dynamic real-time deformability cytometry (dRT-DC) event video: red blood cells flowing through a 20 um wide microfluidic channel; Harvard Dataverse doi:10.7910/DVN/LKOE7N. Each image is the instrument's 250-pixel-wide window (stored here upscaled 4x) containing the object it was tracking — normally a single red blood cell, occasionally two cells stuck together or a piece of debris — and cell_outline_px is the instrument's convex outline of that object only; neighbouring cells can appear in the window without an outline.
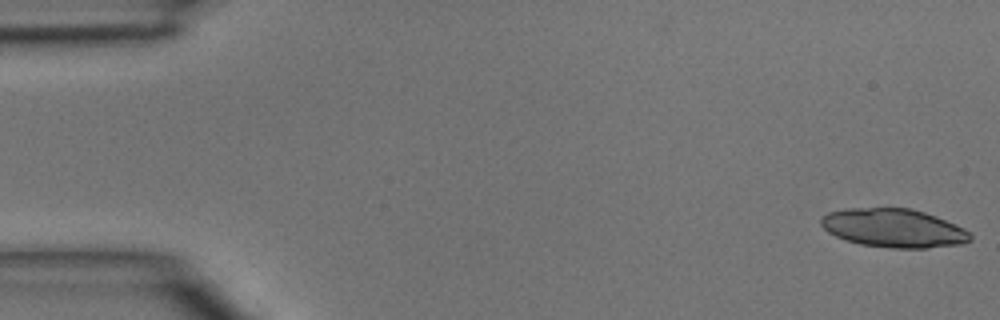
{"species": "common noctule bat (a hibernating species)", "species_latin": "Nyctalus noctula", "temperature_condition": "room temperature", "stored_images_in_passage": 46, "camera_frame_rate_fps": 3000, "um_per_image_px": 0.085, "animal": {"sex": "male", "body_mass_g": 15.6}, "frame": {"image": 1, "passage_image": 1, "time_ms": 0.0, "image_size_px": [1000, 320], "cell_outline_px": [[972, 240], [964, 244], [928, 248], [892, 248], [860, 244], [836, 236], [828, 232], [820, 224], [820, 216], [828, 212], [844, 208], [912, 208], [936, 216], [956, 224], [964, 228], [972, 236]], "centroid_in_image_um": [75.97, 19.38], "position_along_channel_um": 9.0, "area_um2": 33.81}}